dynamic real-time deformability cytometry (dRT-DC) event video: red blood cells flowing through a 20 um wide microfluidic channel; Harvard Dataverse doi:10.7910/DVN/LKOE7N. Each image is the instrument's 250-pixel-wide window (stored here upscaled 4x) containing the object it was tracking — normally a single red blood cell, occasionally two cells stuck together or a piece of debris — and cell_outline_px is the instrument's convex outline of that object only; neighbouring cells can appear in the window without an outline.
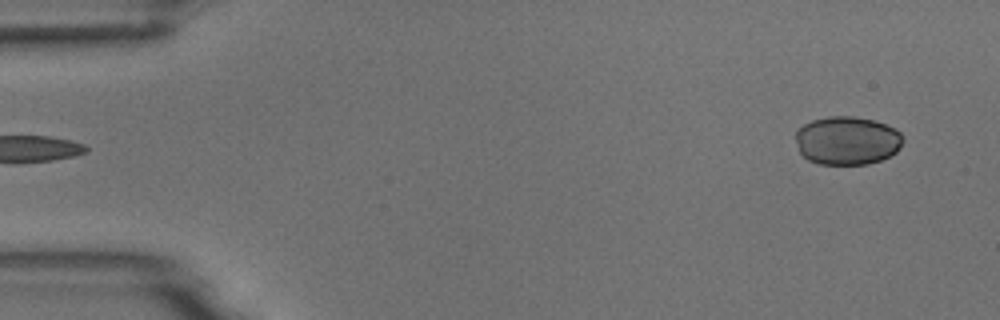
{"species": "common noctule bat (a hibernating species)", "species_latin": "Nyctalus noctula", "temperature_condition": "room temperature", "stored_images_in_passage": 5, "segment_of_instrument_passage": [2, 2], "camera_frame_rate_fps": 3000, "um_per_image_px": 0.085, "animal": {"sex": "male", "body_mass_g": 18.8}, "frame": {"image": 1, "passage_image": 5, "time_ms": 4.667, "image_size_px": [1000, 320], "cell_outline_px": [[904, 140], [900, 148], [896, 152], [880, 160], [868, 164], [820, 164], [808, 160], [800, 152], [796, 140], [796, 128], [812, 120], [828, 116], [852, 116], [872, 120], [884, 124], [900, 132], [904, 136]], "centroid_in_image_um": [72.0, 11.94], "position_along_channel_um": 13.0, "area_um2": 30.35}}